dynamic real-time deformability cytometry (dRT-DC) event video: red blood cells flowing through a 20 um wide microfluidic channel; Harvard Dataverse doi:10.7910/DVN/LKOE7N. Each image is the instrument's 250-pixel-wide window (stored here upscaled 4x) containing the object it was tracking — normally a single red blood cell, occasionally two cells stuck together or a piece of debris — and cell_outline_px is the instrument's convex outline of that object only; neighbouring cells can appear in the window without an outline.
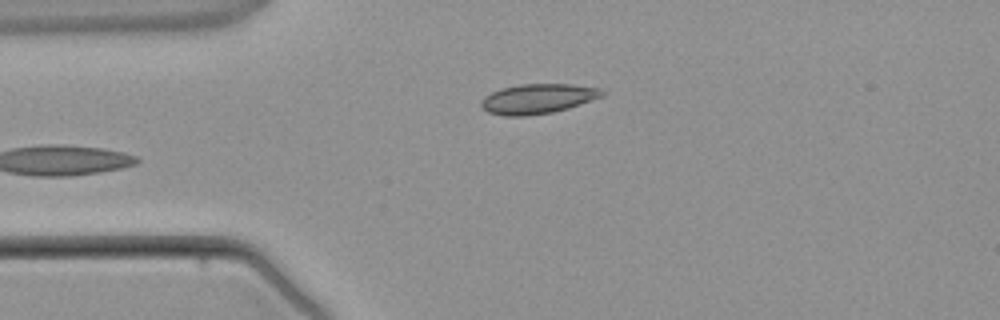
{"species": "common noctule bat (a hibernating species)", "species_latin": "Nyctalus noctula", "temperature_condition": "warm", "stored_images_in_passage": 2, "camera_frame_rate_fps": 3000, "um_per_image_px": 0.085, "animal": {"sex": "male", "body_mass_g": 21.5, "forearm_length_mm": 52.0}, "frame": {"image": 1, "passage_image": 2, "time_ms": 1.333, "image_size_px": [1000, 320], "cell_outline_px": [[604, 96], [568, 108], [552, 112], [528, 116], [504, 116], [488, 112], [480, 104], [480, 100], [484, 96], [500, 88], [520, 84], [572, 84], [600, 88], [604, 92]], "centroid_in_image_um": [45.69, 8.39], "position_along_channel_um": 39.3, "area_um2": 21.1}}